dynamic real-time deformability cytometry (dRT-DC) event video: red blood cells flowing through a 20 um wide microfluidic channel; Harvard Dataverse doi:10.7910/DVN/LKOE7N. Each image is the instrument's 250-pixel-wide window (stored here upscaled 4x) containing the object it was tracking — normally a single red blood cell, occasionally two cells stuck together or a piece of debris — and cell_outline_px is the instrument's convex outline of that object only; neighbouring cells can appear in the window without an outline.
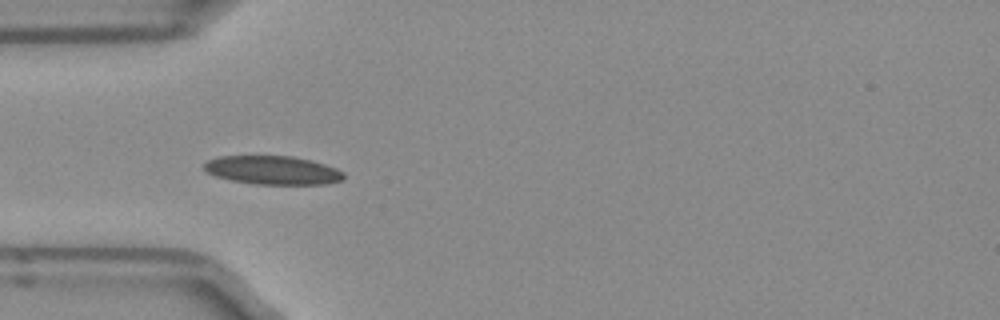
{"species": "Egyptian fruit bat (a non-hibernating species)", "species_latin": "Rousettus aegyptiacus", "temperature_condition": "room temperature", "stored_images_in_passage": 16, "camera_frame_rate_fps": 3000, "um_per_image_px": 0.085, "frame": {"image": 1, "passage_image": 3, "time_ms": 0.667, "image_size_px": [1000, 320], "cell_outline_px": [[344, 180], [324, 184], [252, 184], [232, 180], [216, 176], [208, 172], [204, 168], [204, 164], [208, 160], [220, 156], [292, 156], [312, 160], [336, 168], [344, 172]], "centroid_in_image_um": [23.21, 14.46], "position_along_channel_um": 61.8, "area_um2": 23.24}}
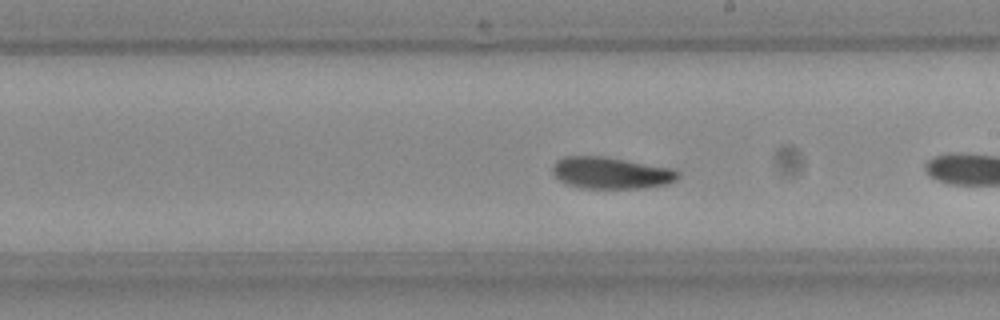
{"frame": {"image": 2, "passage_image": 14, "time_ms": 4.333, "image_size_px": [1000, 320], "cell_outline_px": [[680, 176], [676, 180], [668, 184], [644, 188], [580, 188], [568, 184], [560, 180], [552, 172], [552, 164], [556, 160], [564, 156], [604, 156], [676, 168], [680, 172]], "centroid_in_image_um": [51.98, 14.69], "position_along_channel_um": 237.0, "area_um2": 23.58}}